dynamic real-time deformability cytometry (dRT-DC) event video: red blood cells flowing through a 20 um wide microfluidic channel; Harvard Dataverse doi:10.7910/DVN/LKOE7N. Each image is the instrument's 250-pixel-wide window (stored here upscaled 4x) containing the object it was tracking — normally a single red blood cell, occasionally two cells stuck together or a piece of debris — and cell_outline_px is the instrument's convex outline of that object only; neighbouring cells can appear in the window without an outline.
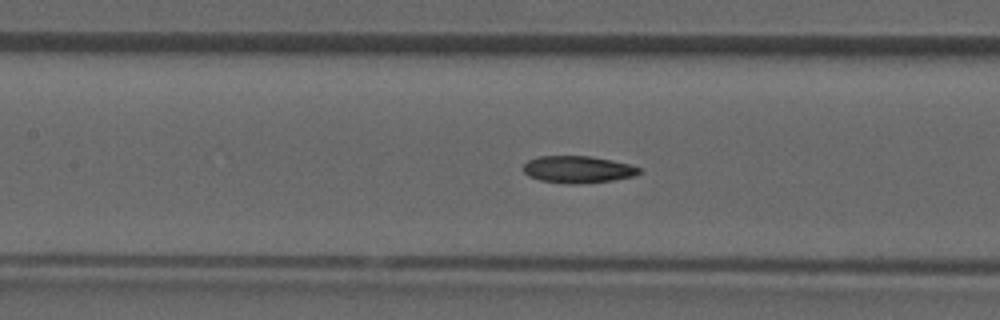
{"species": "common noctule bat (a hibernating species)", "species_latin": "Nyctalus noctula", "temperature_condition": "room temperature", "stored_images_in_passage": 45, "camera_frame_rate_fps": 3000, "um_per_image_px": 0.085, "animal": {"sex": "male", "forearm_length_mm": 52.5}, "frame": {"image": 1, "passage_image": 20, "time_ms": 6.333, "image_size_px": [1000, 320], "cell_outline_px": [[640, 172], [636, 176], [612, 180], [576, 184], [572, 184], [540, 180], [528, 176], [524, 172], [524, 164], [528, 160], [536, 156], [592, 156], [612, 160], [628, 164], [640, 168]], "centroid_in_image_um": [49.11, 14.39], "position_along_channel_um": 158.3, "area_um2": 18.21}}